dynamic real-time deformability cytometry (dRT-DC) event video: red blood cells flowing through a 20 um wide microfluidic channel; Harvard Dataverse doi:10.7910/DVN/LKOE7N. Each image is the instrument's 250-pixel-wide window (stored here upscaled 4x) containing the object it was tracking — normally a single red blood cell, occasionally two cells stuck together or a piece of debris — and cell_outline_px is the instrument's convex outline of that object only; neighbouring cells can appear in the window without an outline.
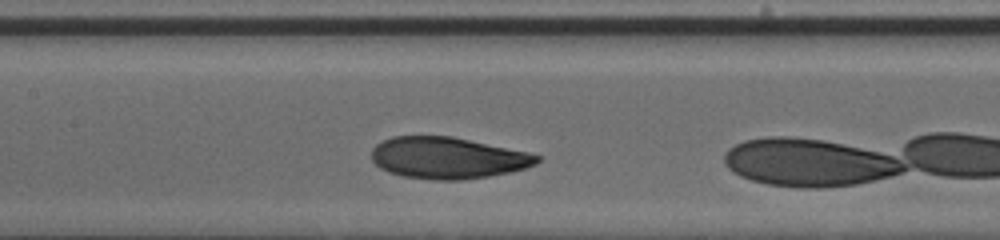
{"species": "human", "species_latin": "Homo sapiens", "temperature_condition": "cold", "stored_images_in_passage": 8, "camera_frame_rate_fps": 3000, "um_per_image_px": 0.085, "donor": {"sex": "male"}, "frame": {"image": 1, "passage_image": 7, "time_ms": 2.0, "image_size_px": [1000, 240], "cell_outline_px": [[540, 160], [536, 164], [524, 168], [508, 172], [488, 176], [460, 180], [436, 180], [404, 176], [388, 172], [380, 168], [372, 160], [372, 148], [380, 140], [392, 136], [452, 136], [528, 152], [540, 156]], "centroid_in_image_um": [38.02, 13.41], "position_along_channel_um": 169.4, "area_um2": 40.0}}